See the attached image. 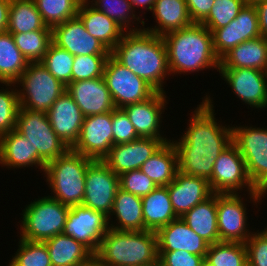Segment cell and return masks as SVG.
I'll use <instances>...</instances> for the list:
<instances>
[{"instance_id":"cell-1","label":"cell","mask_w":267,"mask_h":266,"mask_svg":"<svg viewBox=\"0 0 267 266\" xmlns=\"http://www.w3.org/2000/svg\"><path fill=\"white\" fill-rule=\"evenodd\" d=\"M214 104L206 93L191 112L184 134L177 140L171 139L178 153L179 172L208 181L216 159L233 143L232 124L224 125L215 118Z\"/></svg>"},{"instance_id":"cell-2","label":"cell","mask_w":267,"mask_h":266,"mask_svg":"<svg viewBox=\"0 0 267 266\" xmlns=\"http://www.w3.org/2000/svg\"><path fill=\"white\" fill-rule=\"evenodd\" d=\"M110 55L157 92H166L165 80L171 74L163 37L145 30L125 32Z\"/></svg>"},{"instance_id":"cell-3","label":"cell","mask_w":267,"mask_h":266,"mask_svg":"<svg viewBox=\"0 0 267 266\" xmlns=\"http://www.w3.org/2000/svg\"><path fill=\"white\" fill-rule=\"evenodd\" d=\"M167 48L168 67L172 77L199 73L206 69L219 72L220 59L213 48L212 33L201 23L163 36ZM188 73V74H187Z\"/></svg>"},{"instance_id":"cell-4","label":"cell","mask_w":267,"mask_h":266,"mask_svg":"<svg viewBox=\"0 0 267 266\" xmlns=\"http://www.w3.org/2000/svg\"><path fill=\"white\" fill-rule=\"evenodd\" d=\"M94 257L107 266H151L158 263L156 232L109 228Z\"/></svg>"},{"instance_id":"cell-5","label":"cell","mask_w":267,"mask_h":266,"mask_svg":"<svg viewBox=\"0 0 267 266\" xmlns=\"http://www.w3.org/2000/svg\"><path fill=\"white\" fill-rule=\"evenodd\" d=\"M92 161L69 148L62 156L47 162L43 174L51 189L48 196L68 206L82 205L86 171Z\"/></svg>"},{"instance_id":"cell-6","label":"cell","mask_w":267,"mask_h":266,"mask_svg":"<svg viewBox=\"0 0 267 266\" xmlns=\"http://www.w3.org/2000/svg\"><path fill=\"white\" fill-rule=\"evenodd\" d=\"M28 203L20 214L19 238L44 242L63 233L70 206L47 195Z\"/></svg>"},{"instance_id":"cell-7","label":"cell","mask_w":267,"mask_h":266,"mask_svg":"<svg viewBox=\"0 0 267 266\" xmlns=\"http://www.w3.org/2000/svg\"><path fill=\"white\" fill-rule=\"evenodd\" d=\"M14 84L17 87L20 108L44 112L66 91V86L40 62L29 63Z\"/></svg>"},{"instance_id":"cell-8","label":"cell","mask_w":267,"mask_h":266,"mask_svg":"<svg viewBox=\"0 0 267 266\" xmlns=\"http://www.w3.org/2000/svg\"><path fill=\"white\" fill-rule=\"evenodd\" d=\"M242 196L239 193L216 194L219 242L245 243L251 237L246 201L257 208L264 200L262 193H248L250 201Z\"/></svg>"},{"instance_id":"cell-9","label":"cell","mask_w":267,"mask_h":266,"mask_svg":"<svg viewBox=\"0 0 267 266\" xmlns=\"http://www.w3.org/2000/svg\"><path fill=\"white\" fill-rule=\"evenodd\" d=\"M232 132L233 143L245 161L248 176L254 188L262 193L267 187V128L235 124Z\"/></svg>"},{"instance_id":"cell-10","label":"cell","mask_w":267,"mask_h":266,"mask_svg":"<svg viewBox=\"0 0 267 266\" xmlns=\"http://www.w3.org/2000/svg\"><path fill=\"white\" fill-rule=\"evenodd\" d=\"M15 130L28 139L46 162L57 159L69 149L52 129L44 111L20 108Z\"/></svg>"},{"instance_id":"cell-11","label":"cell","mask_w":267,"mask_h":266,"mask_svg":"<svg viewBox=\"0 0 267 266\" xmlns=\"http://www.w3.org/2000/svg\"><path fill=\"white\" fill-rule=\"evenodd\" d=\"M103 78L118 109L145 101L157 92L149 83L121 65L111 55L106 61Z\"/></svg>"},{"instance_id":"cell-12","label":"cell","mask_w":267,"mask_h":266,"mask_svg":"<svg viewBox=\"0 0 267 266\" xmlns=\"http://www.w3.org/2000/svg\"><path fill=\"white\" fill-rule=\"evenodd\" d=\"M209 185L216 194H240L244 190L246 194L261 193L254 188L248 176L245 161L234 143L216 159Z\"/></svg>"},{"instance_id":"cell-13","label":"cell","mask_w":267,"mask_h":266,"mask_svg":"<svg viewBox=\"0 0 267 266\" xmlns=\"http://www.w3.org/2000/svg\"><path fill=\"white\" fill-rule=\"evenodd\" d=\"M119 188V176L102 160H93L86 171L82 205L109 217Z\"/></svg>"},{"instance_id":"cell-14","label":"cell","mask_w":267,"mask_h":266,"mask_svg":"<svg viewBox=\"0 0 267 266\" xmlns=\"http://www.w3.org/2000/svg\"><path fill=\"white\" fill-rule=\"evenodd\" d=\"M109 230L108 216L83 205L70 206L63 233L85 245L93 254Z\"/></svg>"},{"instance_id":"cell-15","label":"cell","mask_w":267,"mask_h":266,"mask_svg":"<svg viewBox=\"0 0 267 266\" xmlns=\"http://www.w3.org/2000/svg\"><path fill=\"white\" fill-rule=\"evenodd\" d=\"M220 78L231 87L233 94L252 109L267 108L265 72L253 68H219Z\"/></svg>"},{"instance_id":"cell-16","label":"cell","mask_w":267,"mask_h":266,"mask_svg":"<svg viewBox=\"0 0 267 266\" xmlns=\"http://www.w3.org/2000/svg\"><path fill=\"white\" fill-rule=\"evenodd\" d=\"M113 146L112 111L84 118L79 138L71 148L93 160H102Z\"/></svg>"},{"instance_id":"cell-17","label":"cell","mask_w":267,"mask_h":266,"mask_svg":"<svg viewBox=\"0 0 267 266\" xmlns=\"http://www.w3.org/2000/svg\"><path fill=\"white\" fill-rule=\"evenodd\" d=\"M212 36L213 48L219 59L240 43L260 37L256 7L247 3L234 20L216 29Z\"/></svg>"},{"instance_id":"cell-18","label":"cell","mask_w":267,"mask_h":266,"mask_svg":"<svg viewBox=\"0 0 267 266\" xmlns=\"http://www.w3.org/2000/svg\"><path fill=\"white\" fill-rule=\"evenodd\" d=\"M166 92H156L145 101L127 105L122 110L141 138L170 139L164 134L163 115L169 102ZM164 134V135H163Z\"/></svg>"},{"instance_id":"cell-19","label":"cell","mask_w":267,"mask_h":266,"mask_svg":"<svg viewBox=\"0 0 267 266\" xmlns=\"http://www.w3.org/2000/svg\"><path fill=\"white\" fill-rule=\"evenodd\" d=\"M170 140L140 137L128 143L113 145L102 161L119 176L140 169L148 158Z\"/></svg>"},{"instance_id":"cell-20","label":"cell","mask_w":267,"mask_h":266,"mask_svg":"<svg viewBox=\"0 0 267 266\" xmlns=\"http://www.w3.org/2000/svg\"><path fill=\"white\" fill-rule=\"evenodd\" d=\"M52 42L73 56L110 55V50L87 32L78 16L54 26Z\"/></svg>"},{"instance_id":"cell-21","label":"cell","mask_w":267,"mask_h":266,"mask_svg":"<svg viewBox=\"0 0 267 266\" xmlns=\"http://www.w3.org/2000/svg\"><path fill=\"white\" fill-rule=\"evenodd\" d=\"M46 113L54 132L68 148H72L85 118L74 99L65 91Z\"/></svg>"},{"instance_id":"cell-22","label":"cell","mask_w":267,"mask_h":266,"mask_svg":"<svg viewBox=\"0 0 267 266\" xmlns=\"http://www.w3.org/2000/svg\"><path fill=\"white\" fill-rule=\"evenodd\" d=\"M66 91L85 117L116 109L103 77L70 82L66 86Z\"/></svg>"},{"instance_id":"cell-23","label":"cell","mask_w":267,"mask_h":266,"mask_svg":"<svg viewBox=\"0 0 267 266\" xmlns=\"http://www.w3.org/2000/svg\"><path fill=\"white\" fill-rule=\"evenodd\" d=\"M167 189L173 210L179 218L214 194L208 180L179 171Z\"/></svg>"},{"instance_id":"cell-24","label":"cell","mask_w":267,"mask_h":266,"mask_svg":"<svg viewBox=\"0 0 267 266\" xmlns=\"http://www.w3.org/2000/svg\"><path fill=\"white\" fill-rule=\"evenodd\" d=\"M46 161L34 150L28 139L12 130L0 136V166L8 170L32 168L44 172Z\"/></svg>"},{"instance_id":"cell-25","label":"cell","mask_w":267,"mask_h":266,"mask_svg":"<svg viewBox=\"0 0 267 266\" xmlns=\"http://www.w3.org/2000/svg\"><path fill=\"white\" fill-rule=\"evenodd\" d=\"M158 251H187L194 255L206 257L209 243L196 234L181 219L177 218L157 232Z\"/></svg>"},{"instance_id":"cell-26","label":"cell","mask_w":267,"mask_h":266,"mask_svg":"<svg viewBox=\"0 0 267 266\" xmlns=\"http://www.w3.org/2000/svg\"><path fill=\"white\" fill-rule=\"evenodd\" d=\"M108 222L109 228L119 231H145L142 198L119 188Z\"/></svg>"},{"instance_id":"cell-27","label":"cell","mask_w":267,"mask_h":266,"mask_svg":"<svg viewBox=\"0 0 267 266\" xmlns=\"http://www.w3.org/2000/svg\"><path fill=\"white\" fill-rule=\"evenodd\" d=\"M151 12L157 24L145 28L144 21L143 30L161 37L193 24L185 0H155Z\"/></svg>"},{"instance_id":"cell-28","label":"cell","mask_w":267,"mask_h":266,"mask_svg":"<svg viewBox=\"0 0 267 266\" xmlns=\"http://www.w3.org/2000/svg\"><path fill=\"white\" fill-rule=\"evenodd\" d=\"M77 16L83 22L87 32L110 51L120 42L126 32L114 20L96 10L86 0L81 2Z\"/></svg>"},{"instance_id":"cell-29","label":"cell","mask_w":267,"mask_h":266,"mask_svg":"<svg viewBox=\"0 0 267 266\" xmlns=\"http://www.w3.org/2000/svg\"><path fill=\"white\" fill-rule=\"evenodd\" d=\"M219 68H267V40L260 36L244 41L232 48L220 59Z\"/></svg>"},{"instance_id":"cell-30","label":"cell","mask_w":267,"mask_h":266,"mask_svg":"<svg viewBox=\"0 0 267 266\" xmlns=\"http://www.w3.org/2000/svg\"><path fill=\"white\" fill-rule=\"evenodd\" d=\"M52 266H84L94 254L82 243L64 233L44 241Z\"/></svg>"},{"instance_id":"cell-31","label":"cell","mask_w":267,"mask_h":266,"mask_svg":"<svg viewBox=\"0 0 267 266\" xmlns=\"http://www.w3.org/2000/svg\"><path fill=\"white\" fill-rule=\"evenodd\" d=\"M144 228L157 232L161 227L179 218L172 207L167 186H157L142 197Z\"/></svg>"},{"instance_id":"cell-32","label":"cell","mask_w":267,"mask_h":266,"mask_svg":"<svg viewBox=\"0 0 267 266\" xmlns=\"http://www.w3.org/2000/svg\"><path fill=\"white\" fill-rule=\"evenodd\" d=\"M140 170L157 186H168L179 171L178 153L173 142H165L143 163Z\"/></svg>"},{"instance_id":"cell-33","label":"cell","mask_w":267,"mask_h":266,"mask_svg":"<svg viewBox=\"0 0 267 266\" xmlns=\"http://www.w3.org/2000/svg\"><path fill=\"white\" fill-rule=\"evenodd\" d=\"M181 219L210 245L219 242L216 193L187 211Z\"/></svg>"},{"instance_id":"cell-34","label":"cell","mask_w":267,"mask_h":266,"mask_svg":"<svg viewBox=\"0 0 267 266\" xmlns=\"http://www.w3.org/2000/svg\"><path fill=\"white\" fill-rule=\"evenodd\" d=\"M52 30L42 20L34 0H11L7 31L11 34Z\"/></svg>"},{"instance_id":"cell-35","label":"cell","mask_w":267,"mask_h":266,"mask_svg":"<svg viewBox=\"0 0 267 266\" xmlns=\"http://www.w3.org/2000/svg\"><path fill=\"white\" fill-rule=\"evenodd\" d=\"M28 64L12 34L8 31L0 33V79L4 83H15Z\"/></svg>"},{"instance_id":"cell-36","label":"cell","mask_w":267,"mask_h":266,"mask_svg":"<svg viewBox=\"0 0 267 266\" xmlns=\"http://www.w3.org/2000/svg\"><path fill=\"white\" fill-rule=\"evenodd\" d=\"M86 1L96 10L106 14L109 18L114 20L126 32L143 30L142 27L144 26V20L142 18L143 15H137L135 13L132 2L130 0H86ZM138 24H141L142 26Z\"/></svg>"},{"instance_id":"cell-37","label":"cell","mask_w":267,"mask_h":266,"mask_svg":"<svg viewBox=\"0 0 267 266\" xmlns=\"http://www.w3.org/2000/svg\"><path fill=\"white\" fill-rule=\"evenodd\" d=\"M15 45L29 63L41 62L52 42V30L12 34Z\"/></svg>"},{"instance_id":"cell-38","label":"cell","mask_w":267,"mask_h":266,"mask_svg":"<svg viewBox=\"0 0 267 266\" xmlns=\"http://www.w3.org/2000/svg\"><path fill=\"white\" fill-rule=\"evenodd\" d=\"M83 0H34L42 20L51 29L78 14Z\"/></svg>"},{"instance_id":"cell-39","label":"cell","mask_w":267,"mask_h":266,"mask_svg":"<svg viewBox=\"0 0 267 266\" xmlns=\"http://www.w3.org/2000/svg\"><path fill=\"white\" fill-rule=\"evenodd\" d=\"M205 259L214 266H248L245 243L220 241L211 244Z\"/></svg>"},{"instance_id":"cell-40","label":"cell","mask_w":267,"mask_h":266,"mask_svg":"<svg viewBox=\"0 0 267 266\" xmlns=\"http://www.w3.org/2000/svg\"><path fill=\"white\" fill-rule=\"evenodd\" d=\"M74 57L68 51L50 43L40 62L58 81L67 86L72 82Z\"/></svg>"},{"instance_id":"cell-41","label":"cell","mask_w":267,"mask_h":266,"mask_svg":"<svg viewBox=\"0 0 267 266\" xmlns=\"http://www.w3.org/2000/svg\"><path fill=\"white\" fill-rule=\"evenodd\" d=\"M18 240V249L6 266H52L45 242Z\"/></svg>"},{"instance_id":"cell-42","label":"cell","mask_w":267,"mask_h":266,"mask_svg":"<svg viewBox=\"0 0 267 266\" xmlns=\"http://www.w3.org/2000/svg\"><path fill=\"white\" fill-rule=\"evenodd\" d=\"M247 3V0H214L210 13L201 24L213 33L234 20Z\"/></svg>"},{"instance_id":"cell-43","label":"cell","mask_w":267,"mask_h":266,"mask_svg":"<svg viewBox=\"0 0 267 266\" xmlns=\"http://www.w3.org/2000/svg\"><path fill=\"white\" fill-rule=\"evenodd\" d=\"M2 86L6 88L0 87V136L15 130L20 109L16 85L4 83Z\"/></svg>"},{"instance_id":"cell-44","label":"cell","mask_w":267,"mask_h":266,"mask_svg":"<svg viewBox=\"0 0 267 266\" xmlns=\"http://www.w3.org/2000/svg\"><path fill=\"white\" fill-rule=\"evenodd\" d=\"M110 55H78L74 57L72 82L103 77Z\"/></svg>"},{"instance_id":"cell-45","label":"cell","mask_w":267,"mask_h":266,"mask_svg":"<svg viewBox=\"0 0 267 266\" xmlns=\"http://www.w3.org/2000/svg\"><path fill=\"white\" fill-rule=\"evenodd\" d=\"M119 186L122 190L141 198L157 187V185L140 169L128 171L119 175Z\"/></svg>"},{"instance_id":"cell-46","label":"cell","mask_w":267,"mask_h":266,"mask_svg":"<svg viewBox=\"0 0 267 266\" xmlns=\"http://www.w3.org/2000/svg\"><path fill=\"white\" fill-rule=\"evenodd\" d=\"M245 245L248 266H267V228L253 230Z\"/></svg>"},{"instance_id":"cell-47","label":"cell","mask_w":267,"mask_h":266,"mask_svg":"<svg viewBox=\"0 0 267 266\" xmlns=\"http://www.w3.org/2000/svg\"><path fill=\"white\" fill-rule=\"evenodd\" d=\"M113 145L128 143L140 138L122 109L112 111Z\"/></svg>"},{"instance_id":"cell-48","label":"cell","mask_w":267,"mask_h":266,"mask_svg":"<svg viewBox=\"0 0 267 266\" xmlns=\"http://www.w3.org/2000/svg\"><path fill=\"white\" fill-rule=\"evenodd\" d=\"M205 257L187 251H158L160 266H201Z\"/></svg>"},{"instance_id":"cell-49","label":"cell","mask_w":267,"mask_h":266,"mask_svg":"<svg viewBox=\"0 0 267 266\" xmlns=\"http://www.w3.org/2000/svg\"><path fill=\"white\" fill-rule=\"evenodd\" d=\"M193 23H201L210 13L214 0H185Z\"/></svg>"},{"instance_id":"cell-50","label":"cell","mask_w":267,"mask_h":266,"mask_svg":"<svg viewBox=\"0 0 267 266\" xmlns=\"http://www.w3.org/2000/svg\"><path fill=\"white\" fill-rule=\"evenodd\" d=\"M253 5L257 9L261 36L267 40V0H257Z\"/></svg>"},{"instance_id":"cell-51","label":"cell","mask_w":267,"mask_h":266,"mask_svg":"<svg viewBox=\"0 0 267 266\" xmlns=\"http://www.w3.org/2000/svg\"><path fill=\"white\" fill-rule=\"evenodd\" d=\"M11 0H0V33L7 31Z\"/></svg>"},{"instance_id":"cell-52","label":"cell","mask_w":267,"mask_h":266,"mask_svg":"<svg viewBox=\"0 0 267 266\" xmlns=\"http://www.w3.org/2000/svg\"><path fill=\"white\" fill-rule=\"evenodd\" d=\"M132 2L134 11L136 12L137 8H142L145 9L146 11H152L154 4H155V0H130ZM139 6V7H138Z\"/></svg>"},{"instance_id":"cell-53","label":"cell","mask_w":267,"mask_h":266,"mask_svg":"<svg viewBox=\"0 0 267 266\" xmlns=\"http://www.w3.org/2000/svg\"><path fill=\"white\" fill-rule=\"evenodd\" d=\"M84 266H107L103 263H100L95 257H93L89 262H87Z\"/></svg>"},{"instance_id":"cell-54","label":"cell","mask_w":267,"mask_h":266,"mask_svg":"<svg viewBox=\"0 0 267 266\" xmlns=\"http://www.w3.org/2000/svg\"><path fill=\"white\" fill-rule=\"evenodd\" d=\"M201 266H214L211 263H209L206 259L203 260Z\"/></svg>"},{"instance_id":"cell-55","label":"cell","mask_w":267,"mask_h":266,"mask_svg":"<svg viewBox=\"0 0 267 266\" xmlns=\"http://www.w3.org/2000/svg\"><path fill=\"white\" fill-rule=\"evenodd\" d=\"M267 195V187H266V189L262 192V198H265L266 199V196Z\"/></svg>"},{"instance_id":"cell-56","label":"cell","mask_w":267,"mask_h":266,"mask_svg":"<svg viewBox=\"0 0 267 266\" xmlns=\"http://www.w3.org/2000/svg\"><path fill=\"white\" fill-rule=\"evenodd\" d=\"M265 77H266V83H267V68L265 69Z\"/></svg>"},{"instance_id":"cell-57","label":"cell","mask_w":267,"mask_h":266,"mask_svg":"<svg viewBox=\"0 0 267 266\" xmlns=\"http://www.w3.org/2000/svg\"><path fill=\"white\" fill-rule=\"evenodd\" d=\"M255 1H257V0H247L248 3H253Z\"/></svg>"},{"instance_id":"cell-58","label":"cell","mask_w":267,"mask_h":266,"mask_svg":"<svg viewBox=\"0 0 267 266\" xmlns=\"http://www.w3.org/2000/svg\"><path fill=\"white\" fill-rule=\"evenodd\" d=\"M3 84H4V82L0 79V86L3 85Z\"/></svg>"}]
</instances>
